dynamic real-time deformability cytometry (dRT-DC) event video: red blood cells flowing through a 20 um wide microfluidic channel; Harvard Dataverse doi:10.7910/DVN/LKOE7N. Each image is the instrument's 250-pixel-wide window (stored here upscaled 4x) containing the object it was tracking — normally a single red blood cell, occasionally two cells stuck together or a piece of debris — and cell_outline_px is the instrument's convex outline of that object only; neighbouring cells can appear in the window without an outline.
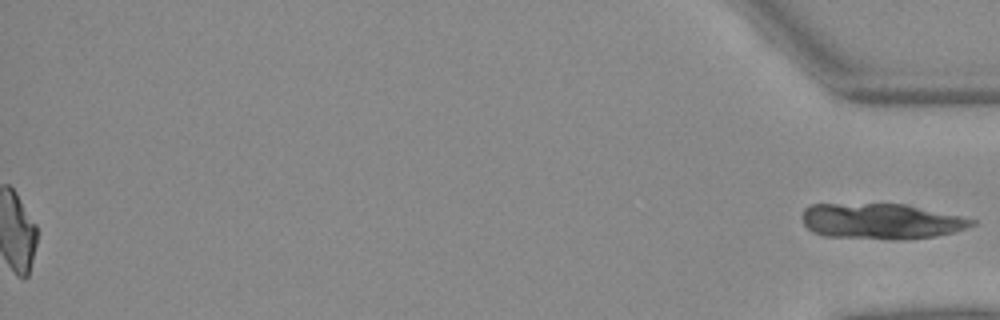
{"species": "Egyptian fruit bat (a non-hibernating species)", "species_latin": "Rousettus aegyptiacus", "temperature_condition": "warm", "stored_images_in_passage": 51, "segment_of_instrument_passage": [2, 2], "camera_frame_rate_fps": 3000, "um_per_image_px": 0.085, "animal": {"sex": "female"}, "frame": {"image": 1, "passage_image": 51, "time_ms": 16.667, "image_size_px": [1000, 320], "cell_outline_px": [[976, 224], [968, 228], [936, 236], [904, 240], [892, 240], [824, 236], [812, 232], [804, 224], [800, 216], [804, 208], [808, 204], [904, 204], [960, 216], [976, 220]], "centroid_in_image_um": [74.86, 18.82], "position_along_channel_um": 360.3, "area_um2": 35.55}}